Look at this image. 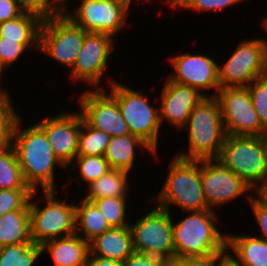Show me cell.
<instances>
[{"instance_id":"6da1fadb","label":"cell","mask_w":267,"mask_h":266,"mask_svg":"<svg viewBox=\"0 0 267 266\" xmlns=\"http://www.w3.org/2000/svg\"><path fill=\"white\" fill-rule=\"evenodd\" d=\"M21 117L13 133L12 146L23 178L32 191H56L55 167L67 169L55 156L45 132L36 124L23 127Z\"/></svg>"},{"instance_id":"7a4b0ae2","label":"cell","mask_w":267,"mask_h":266,"mask_svg":"<svg viewBox=\"0 0 267 266\" xmlns=\"http://www.w3.org/2000/svg\"><path fill=\"white\" fill-rule=\"evenodd\" d=\"M187 214L178 222L172 218L175 260L227 255V233L216 227L220 221L217 212L209 209Z\"/></svg>"},{"instance_id":"3957f363","label":"cell","mask_w":267,"mask_h":266,"mask_svg":"<svg viewBox=\"0 0 267 266\" xmlns=\"http://www.w3.org/2000/svg\"><path fill=\"white\" fill-rule=\"evenodd\" d=\"M184 128L189 150L185 148L176 156L185 160L218 159L227 134L216 97H205L192 110Z\"/></svg>"},{"instance_id":"277c9868","label":"cell","mask_w":267,"mask_h":266,"mask_svg":"<svg viewBox=\"0 0 267 266\" xmlns=\"http://www.w3.org/2000/svg\"><path fill=\"white\" fill-rule=\"evenodd\" d=\"M167 173L162 188L153 196L157 206L168 211L171 206H179L182 212L210 209L202 189L201 160H185L174 155Z\"/></svg>"},{"instance_id":"5b68a950","label":"cell","mask_w":267,"mask_h":266,"mask_svg":"<svg viewBox=\"0 0 267 266\" xmlns=\"http://www.w3.org/2000/svg\"><path fill=\"white\" fill-rule=\"evenodd\" d=\"M40 191H33L29 200L31 238L34 244L43 243L75 234L76 202L58 199L57 191H42L44 206L37 203ZM35 198V199H34ZM34 199V200H33ZM35 201V202H34Z\"/></svg>"},{"instance_id":"8992f818","label":"cell","mask_w":267,"mask_h":266,"mask_svg":"<svg viewBox=\"0 0 267 266\" xmlns=\"http://www.w3.org/2000/svg\"><path fill=\"white\" fill-rule=\"evenodd\" d=\"M218 160L256 192L267 180V138L227 135Z\"/></svg>"},{"instance_id":"52a82bcc","label":"cell","mask_w":267,"mask_h":266,"mask_svg":"<svg viewBox=\"0 0 267 266\" xmlns=\"http://www.w3.org/2000/svg\"><path fill=\"white\" fill-rule=\"evenodd\" d=\"M109 93L117 100L121 115L130 133L142 139L152 150L158 152L161 131L159 104H151L149 94L136 91L119 81L113 82Z\"/></svg>"},{"instance_id":"ba28073f","label":"cell","mask_w":267,"mask_h":266,"mask_svg":"<svg viewBox=\"0 0 267 266\" xmlns=\"http://www.w3.org/2000/svg\"><path fill=\"white\" fill-rule=\"evenodd\" d=\"M69 1L62 0V14L86 32L106 33L115 38L128 23L131 6L124 0H81L74 10L69 9Z\"/></svg>"},{"instance_id":"9c48e42d","label":"cell","mask_w":267,"mask_h":266,"mask_svg":"<svg viewBox=\"0 0 267 266\" xmlns=\"http://www.w3.org/2000/svg\"><path fill=\"white\" fill-rule=\"evenodd\" d=\"M266 65L263 37L243 38L227 61L218 64L220 88L248 87L256 78L266 75Z\"/></svg>"},{"instance_id":"30bf717a","label":"cell","mask_w":267,"mask_h":266,"mask_svg":"<svg viewBox=\"0 0 267 266\" xmlns=\"http://www.w3.org/2000/svg\"><path fill=\"white\" fill-rule=\"evenodd\" d=\"M137 253L160 257L172 263L175 248L171 212L157 205L135 222L129 224Z\"/></svg>"},{"instance_id":"8fae6325","label":"cell","mask_w":267,"mask_h":266,"mask_svg":"<svg viewBox=\"0 0 267 266\" xmlns=\"http://www.w3.org/2000/svg\"><path fill=\"white\" fill-rule=\"evenodd\" d=\"M117 38L106 33L87 32L77 59L70 71V81L76 84L80 81L89 84L91 89H105L102 79L108 80L111 85L116 79L104 78V72H108V62L114 49ZM72 79V80H71ZM112 79V80H111Z\"/></svg>"},{"instance_id":"7c38bea8","label":"cell","mask_w":267,"mask_h":266,"mask_svg":"<svg viewBox=\"0 0 267 266\" xmlns=\"http://www.w3.org/2000/svg\"><path fill=\"white\" fill-rule=\"evenodd\" d=\"M86 33L61 13L43 21L39 52L63 67L71 69L83 45Z\"/></svg>"},{"instance_id":"4fadbf2b","label":"cell","mask_w":267,"mask_h":266,"mask_svg":"<svg viewBox=\"0 0 267 266\" xmlns=\"http://www.w3.org/2000/svg\"><path fill=\"white\" fill-rule=\"evenodd\" d=\"M216 98L221 106L227 135L261 137L266 135L267 129L260 122L248 87L220 88Z\"/></svg>"},{"instance_id":"5bb4252c","label":"cell","mask_w":267,"mask_h":266,"mask_svg":"<svg viewBox=\"0 0 267 266\" xmlns=\"http://www.w3.org/2000/svg\"><path fill=\"white\" fill-rule=\"evenodd\" d=\"M201 182L205 200L214 211H217L219 206L245 196L246 193L247 200H250L252 193H255L218 159L201 160Z\"/></svg>"},{"instance_id":"9a60e30c","label":"cell","mask_w":267,"mask_h":266,"mask_svg":"<svg viewBox=\"0 0 267 266\" xmlns=\"http://www.w3.org/2000/svg\"><path fill=\"white\" fill-rule=\"evenodd\" d=\"M170 64L173 72L167 78L175 83L190 86L205 97H216L220 89L218 80V62L206 54L182 53L172 56ZM207 90H213L210 95Z\"/></svg>"},{"instance_id":"2e32d148","label":"cell","mask_w":267,"mask_h":266,"mask_svg":"<svg viewBox=\"0 0 267 266\" xmlns=\"http://www.w3.org/2000/svg\"><path fill=\"white\" fill-rule=\"evenodd\" d=\"M106 89H86L81 92L78 100L83 119L91 127L110 136L131 134L117 100Z\"/></svg>"},{"instance_id":"e0dca14e","label":"cell","mask_w":267,"mask_h":266,"mask_svg":"<svg viewBox=\"0 0 267 266\" xmlns=\"http://www.w3.org/2000/svg\"><path fill=\"white\" fill-rule=\"evenodd\" d=\"M36 124L45 132L52 151L68 171L77 156L78 137L82 124L81 112L61 110L54 116H44Z\"/></svg>"},{"instance_id":"ac0fdd59","label":"cell","mask_w":267,"mask_h":266,"mask_svg":"<svg viewBox=\"0 0 267 266\" xmlns=\"http://www.w3.org/2000/svg\"><path fill=\"white\" fill-rule=\"evenodd\" d=\"M160 93L159 117L161 126L166 122L175 129L185 130L192 110L205 98L190 86L170 81L167 77Z\"/></svg>"},{"instance_id":"d6986e66","label":"cell","mask_w":267,"mask_h":266,"mask_svg":"<svg viewBox=\"0 0 267 266\" xmlns=\"http://www.w3.org/2000/svg\"><path fill=\"white\" fill-rule=\"evenodd\" d=\"M41 252H47L54 266H87L90 249L86 240L74 234L43 243Z\"/></svg>"},{"instance_id":"ffe728a7","label":"cell","mask_w":267,"mask_h":266,"mask_svg":"<svg viewBox=\"0 0 267 266\" xmlns=\"http://www.w3.org/2000/svg\"><path fill=\"white\" fill-rule=\"evenodd\" d=\"M226 252L237 266H267V241L250 234H227Z\"/></svg>"},{"instance_id":"44dd1931","label":"cell","mask_w":267,"mask_h":266,"mask_svg":"<svg viewBox=\"0 0 267 266\" xmlns=\"http://www.w3.org/2000/svg\"><path fill=\"white\" fill-rule=\"evenodd\" d=\"M89 255L124 262L135 252L130 227L106 230L89 243Z\"/></svg>"},{"instance_id":"7402d4cb","label":"cell","mask_w":267,"mask_h":266,"mask_svg":"<svg viewBox=\"0 0 267 266\" xmlns=\"http://www.w3.org/2000/svg\"><path fill=\"white\" fill-rule=\"evenodd\" d=\"M137 149L139 151L145 149L146 152H150L154 157L158 154L155 153L142 139L129 134L123 136H111L104 158L109 163L111 169L123 170L130 173L135 168L134 163L137 159L136 155H138L135 154Z\"/></svg>"},{"instance_id":"603a6c76","label":"cell","mask_w":267,"mask_h":266,"mask_svg":"<svg viewBox=\"0 0 267 266\" xmlns=\"http://www.w3.org/2000/svg\"><path fill=\"white\" fill-rule=\"evenodd\" d=\"M42 24L43 20L40 17L23 12L14 19L0 23V37L18 40L30 50L38 52Z\"/></svg>"},{"instance_id":"cb8c5ba5","label":"cell","mask_w":267,"mask_h":266,"mask_svg":"<svg viewBox=\"0 0 267 266\" xmlns=\"http://www.w3.org/2000/svg\"><path fill=\"white\" fill-rule=\"evenodd\" d=\"M16 244H34L29 210L11 211L0 217V247Z\"/></svg>"},{"instance_id":"d4e9b609","label":"cell","mask_w":267,"mask_h":266,"mask_svg":"<svg viewBox=\"0 0 267 266\" xmlns=\"http://www.w3.org/2000/svg\"><path fill=\"white\" fill-rule=\"evenodd\" d=\"M130 174L123 170L111 169L96 181L89 184L85 190L86 201H93L106 197H128L130 185ZM130 182V183H129ZM129 187V188H128Z\"/></svg>"},{"instance_id":"484cf974","label":"cell","mask_w":267,"mask_h":266,"mask_svg":"<svg viewBox=\"0 0 267 266\" xmlns=\"http://www.w3.org/2000/svg\"><path fill=\"white\" fill-rule=\"evenodd\" d=\"M110 228L106 218L93 202L86 201L84 198L77 202L75 234L90 243Z\"/></svg>"},{"instance_id":"4316f807","label":"cell","mask_w":267,"mask_h":266,"mask_svg":"<svg viewBox=\"0 0 267 266\" xmlns=\"http://www.w3.org/2000/svg\"><path fill=\"white\" fill-rule=\"evenodd\" d=\"M0 189H30L12 145L0 149Z\"/></svg>"},{"instance_id":"83f0119b","label":"cell","mask_w":267,"mask_h":266,"mask_svg":"<svg viewBox=\"0 0 267 266\" xmlns=\"http://www.w3.org/2000/svg\"><path fill=\"white\" fill-rule=\"evenodd\" d=\"M110 137L104 131L91 127L82 116L77 155L104 156L109 145Z\"/></svg>"},{"instance_id":"f1b7e54d","label":"cell","mask_w":267,"mask_h":266,"mask_svg":"<svg viewBox=\"0 0 267 266\" xmlns=\"http://www.w3.org/2000/svg\"><path fill=\"white\" fill-rule=\"evenodd\" d=\"M70 165L73 170L75 169L76 172L78 170L80 173V177L78 175L76 177L75 175L77 173L73 172V180H70L73 182H75V180H77V182L80 180L79 182H82L81 184L86 183L85 187L111 170V167L104 156L77 155Z\"/></svg>"},{"instance_id":"f546056e","label":"cell","mask_w":267,"mask_h":266,"mask_svg":"<svg viewBox=\"0 0 267 266\" xmlns=\"http://www.w3.org/2000/svg\"><path fill=\"white\" fill-rule=\"evenodd\" d=\"M42 255L37 244H16L0 247V266H33Z\"/></svg>"},{"instance_id":"4dcf8cb0","label":"cell","mask_w":267,"mask_h":266,"mask_svg":"<svg viewBox=\"0 0 267 266\" xmlns=\"http://www.w3.org/2000/svg\"><path fill=\"white\" fill-rule=\"evenodd\" d=\"M128 198L129 197H106L91 202L99 208L110 227L122 228L129 226L131 223L130 218L127 220Z\"/></svg>"},{"instance_id":"1f68e13d","label":"cell","mask_w":267,"mask_h":266,"mask_svg":"<svg viewBox=\"0 0 267 266\" xmlns=\"http://www.w3.org/2000/svg\"><path fill=\"white\" fill-rule=\"evenodd\" d=\"M9 93L5 88L0 92V149L12 145L14 128L20 118Z\"/></svg>"},{"instance_id":"d6a6232c","label":"cell","mask_w":267,"mask_h":266,"mask_svg":"<svg viewBox=\"0 0 267 266\" xmlns=\"http://www.w3.org/2000/svg\"><path fill=\"white\" fill-rule=\"evenodd\" d=\"M31 189H0V217L7 212L29 210Z\"/></svg>"},{"instance_id":"836d02e7","label":"cell","mask_w":267,"mask_h":266,"mask_svg":"<svg viewBox=\"0 0 267 266\" xmlns=\"http://www.w3.org/2000/svg\"><path fill=\"white\" fill-rule=\"evenodd\" d=\"M25 13L40 17L43 21L62 13V0H16Z\"/></svg>"},{"instance_id":"e575fe53","label":"cell","mask_w":267,"mask_h":266,"mask_svg":"<svg viewBox=\"0 0 267 266\" xmlns=\"http://www.w3.org/2000/svg\"><path fill=\"white\" fill-rule=\"evenodd\" d=\"M28 47L18 42V40L6 39L5 37H0V81L2 80L4 73L11 65L19 61L18 59L23 54L28 51Z\"/></svg>"},{"instance_id":"d590c367","label":"cell","mask_w":267,"mask_h":266,"mask_svg":"<svg viewBox=\"0 0 267 266\" xmlns=\"http://www.w3.org/2000/svg\"><path fill=\"white\" fill-rule=\"evenodd\" d=\"M248 89L260 122L267 129V75L256 78Z\"/></svg>"},{"instance_id":"8d00e7d4","label":"cell","mask_w":267,"mask_h":266,"mask_svg":"<svg viewBox=\"0 0 267 266\" xmlns=\"http://www.w3.org/2000/svg\"><path fill=\"white\" fill-rule=\"evenodd\" d=\"M243 1L246 0H178L177 9L187 10L190 9L191 11H223L225 8H230L232 6L238 5L240 3H245Z\"/></svg>"},{"instance_id":"74e56055","label":"cell","mask_w":267,"mask_h":266,"mask_svg":"<svg viewBox=\"0 0 267 266\" xmlns=\"http://www.w3.org/2000/svg\"><path fill=\"white\" fill-rule=\"evenodd\" d=\"M249 202L250 209L254 215V222H257L258 227H260V233L255 235L264 241H267V204L256 194L253 193Z\"/></svg>"},{"instance_id":"f35d334b","label":"cell","mask_w":267,"mask_h":266,"mask_svg":"<svg viewBox=\"0 0 267 266\" xmlns=\"http://www.w3.org/2000/svg\"><path fill=\"white\" fill-rule=\"evenodd\" d=\"M124 266H170V262L160 257L134 252L124 261Z\"/></svg>"},{"instance_id":"ab89813d","label":"cell","mask_w":267,"mask_h":266,"mask_svg":"<svg viewBox=\"0 0 267 266\" xmlns=\"http://www.w3.org/2000/svg\"><path fill=\"white\" fill-rule=\"evenodd\" d=\"M228 255L212 256L207 258H183L174 260L170 266H220Z\"/></svg>"},{"instance_id":"60d3db41","label":"cell","mask_w":267,"mask_h":266,"mask_svg":"<svg viewBox=\"0 0 267 266\" xmlns=\"http://www.w3.org/2000/svg\"><path fill=\"white\" fill-rule=\"evenodd\" d=\"M22 13L16 0H0V23L14 19Z\"/></svg>"},{"instance_id":"b9f144b4","label":"cell","mask_w":267,"mask_h":266,"mask_svg":"<svg viewBox=\"0 0 267 266\" xmlns=\"http://www.w3.org/2000/svg\"><path fill=\"white\" fill-rule=\"evenodd\" d=\"M87 266H124V262L103 258L96 255H89Z\"/></svg>"},{"instance_id":"7bdbcfd3","label":"cell","mask_w":267,"mask_h":266,"mask_svg":"<svg viewBox=\"0 0 267 266\" xmlns=\"http://www.w3.org/2000/svg\"><path fill=\"white\" fill-rule=\"evenodd\" d=\"M255 193L267 204V180Z\"/></svg>"},{"instance_id":"ee69618b","label":"cell","mask_w":267,"mask_h":266,"mask_svg":"<svg viewBox=\"0 0 267 266\" xmlns=\"http://www.w3.org/2000/svg\"><path fill=\"white\" fill-rule=\"evenodd\" d=\"M142 1V3L144 1H147V0H135V2H140ZM152 1V0H150ZM164 1V0H161V2ZM163 4L165 3L166 5H168L171 9H174V10H177V6H178V0H165L164 2H162Z\"/></svg>"},{"instance_id":"f6af8a7d","label":"cell","mask_w":267,"mask_h":266,"mask_svg":"<svg viewBox=\"0 0 267 266\" xmlns=\"http://www.w3.org/2000/svg\"><path fill=\"white\" fill-rule=\"evenodd\" d=\"M263 19L261 20L262 21V24H261V26H262V28L264 29V32H266L267 33V16H265V17H262ZM263 41H264V45H265V47H266V51H267V38L265 37H263Z\"/></svg>"},{"instance_id":"bcb514c9","label":"cell","mask_w":267,"mask_h":266,"mask_svg":"<svg viewBox=\"0 0 267 266\" xmlns=\"http://www.w3.org/2000/svg\"><path fill=\"white\" fill-rule=\"evenodd\" d=\"M220 266H237L229 257H227Z\"/></svg>"},{"instance_id":"7dc6e473","label":"cell","mask_w":267,"mask_h":266,"mask_svg":"<svg viewBox=\"0 0 267 266\" xmlns=\"http://www.w3.org/2000/svg\"><path fill=\"white\" fill-rule=\"evenodd\" d=\"M124 1H126L128 4H130V6H133V5H131L133 3L132 0H124Z\"/></svg>"},{"instance_id":"c3c4849f","label":"cell","mask_w":267,"mask_h":266,"mask_svg":"<svg viewBox=\"0 0 267 266\" xmlns=\"http://www.w3.org/2000/svg\"><path fill=\"white\" fill-rule=\"evenodd\" d=\"M1 84H2V82L0 81V92L3 90V88L1 87Z\"/></svg>"}]
</instances>
